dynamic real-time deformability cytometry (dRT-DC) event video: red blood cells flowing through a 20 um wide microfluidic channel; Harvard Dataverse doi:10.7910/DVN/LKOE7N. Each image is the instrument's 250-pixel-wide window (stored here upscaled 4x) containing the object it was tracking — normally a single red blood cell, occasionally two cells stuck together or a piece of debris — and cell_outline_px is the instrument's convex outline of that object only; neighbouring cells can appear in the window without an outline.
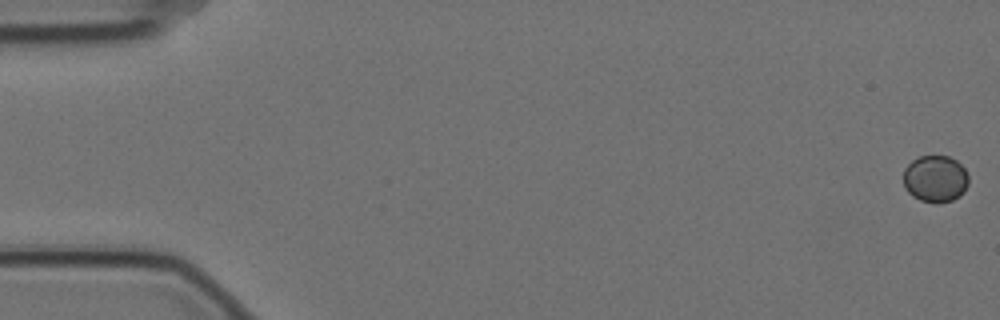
{"species": "Egyptian fruit bat (a non-hibernating species)", "species_latin": "Rousettus aegyptiacus", "temperature_condition": "cold", "stored_images_in_passage": 55, "camera_frame_rate_fps": 3000, "um_per_image_px": 0.085, "animal": {"sex": "female"}, "frame": {"image": 1, "passage_image": 1, "time_ms": 0.0, "image_size_px": [1000, 320], "cell_outline_px": [[968, 184], [964, 192], [960, 196], [952, 200], [920, 200], [912, 196], [904, 188], [904, 168], [912, 160], [920, 156], [948, 156], [956, 160], [964, 168], [968, 176]], "centroid_in_image_um": [79.49, 15.16], "position_along_channel_um": 5.5, "area_um2": 17.51}}
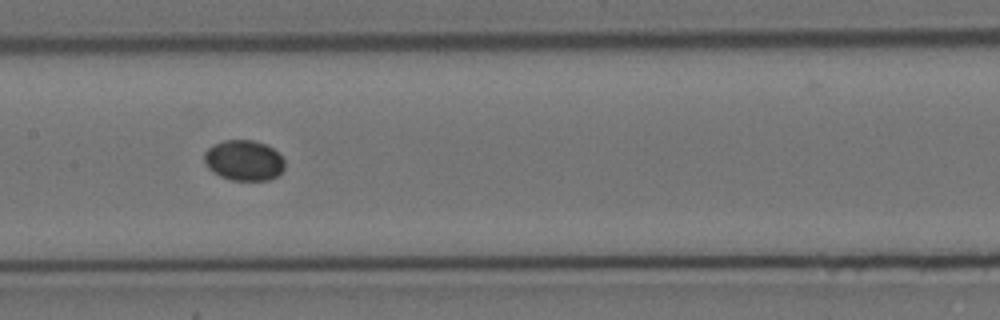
{"frame": {"image": 2, "passage_image": 29, "time_ms": 9.333, "image_size_px": [1000, 320], "cell_outline_px": [[284, 168], [276, 176], [268, 180], [232, 180], [220, 176], [212, 172], [208, 168], [204, 160], [204, 152], [208, 148], [224, 140], [252, 140], [264, 144], [272, 148], [284, 160]], "centroid_in_image_um": [20.7, 13.64], "position_along_channel_um": 186.7, "area_um2": 18.79}}
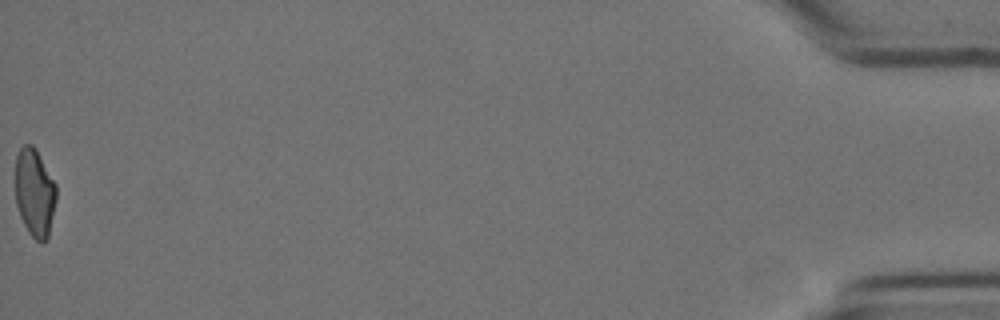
{"frame": {"image": 3, "passage_image": 55, "time_ms": 18.0, "image_size_px": [1000, 320], "cell_outline_px": [[56, 200], [48, 236], [44, 240], [36, 240], [28, 232], [20, 216], [16, 204], [16, 156], [20, 148], [24, 144], [32, 144], [36, 148], [56, 184]], "centroid_in_image_um": [2.94, 16.33], "position_along_channel_um": 432.3, "area_um2": 20.87}}